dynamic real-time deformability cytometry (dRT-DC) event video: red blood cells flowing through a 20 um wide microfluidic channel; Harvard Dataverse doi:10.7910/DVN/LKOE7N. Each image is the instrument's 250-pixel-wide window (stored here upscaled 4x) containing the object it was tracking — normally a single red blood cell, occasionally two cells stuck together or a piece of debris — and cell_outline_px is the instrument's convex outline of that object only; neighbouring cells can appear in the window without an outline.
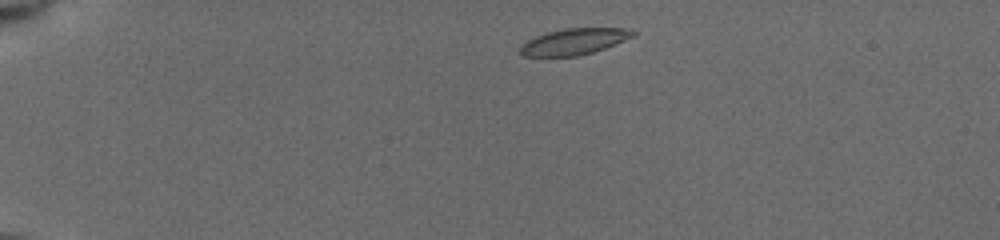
{"species": "common noctule bat (a hibernating species)", "species_latin": "Nyctalus noctula", "temperature_condition": "cold", "stored_images_in_passage": 11, "camera_frame_rate_fps": 3000, "um_per_image_px": 0.085, "animal": {"sex": "female", "body_mass_g": 19.5, "forearm_length_mm": 54.1}, "frame": {"image": 1, "passage_image": 1, "time_ms": 0.0, "image_size_px": [1000, 240], "cell_outline_px": [[636, 36], [604, 48], [592, 52], [576, 56], [524, 56], [520, 52], [520, 48], [528, 40], [536, 36], [548, 32], [564, 28], [624, 28], [636, 32]], "centroid_in_image_um": [48.83, 3.52], "position_along_channel_um": 36.2, "area_um2": 16.99}}
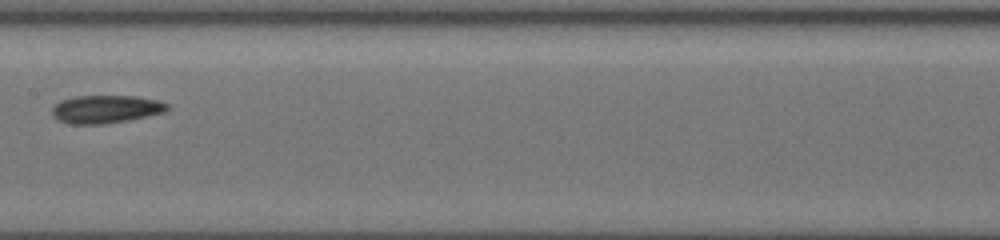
{"frame": {"image": 2, "passage_image": 10, "time_ms": 6.0, "image_size_px": [1000, 240], "cell_outline_px": [[168, 108], [164, 112], [148, 116], [128, 120], [100, 124], [72, 124], [60, 120], [52, 112], [52, 108], [60, 100], [76, 96], [132, 96], [156, 100], [168, 104]], "centroid_in_image_um": [9.0, 9.27], "position_along_channel_um": 198.4, "area_um2": 18.44}}
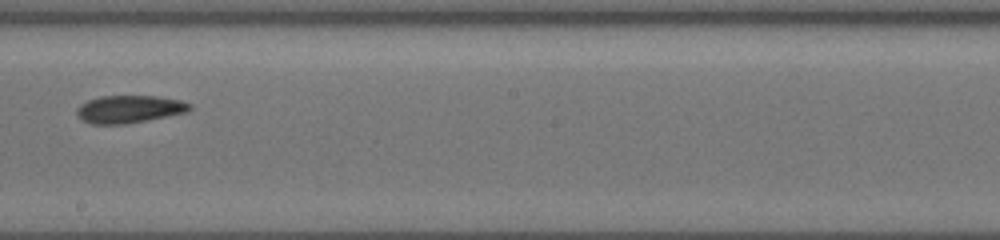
{"frame": {"image": 3, "passage_image": 11, "time_ms": 7.0, "image_size_px": [1000, 240], "cell_outline_px": [[192, 108], [188, 112], [148, 120], [124, 124], [92, 124], [84, 120], [76, 112], [76, 108], [80, 104], [88, 100], [100, 96], [156, 96], [180, 100], [192, 104]], "centroid_in_image_um": [11.02, 9.27], "position_along_channel_um": 237.2, "area_um2": 18.15}}